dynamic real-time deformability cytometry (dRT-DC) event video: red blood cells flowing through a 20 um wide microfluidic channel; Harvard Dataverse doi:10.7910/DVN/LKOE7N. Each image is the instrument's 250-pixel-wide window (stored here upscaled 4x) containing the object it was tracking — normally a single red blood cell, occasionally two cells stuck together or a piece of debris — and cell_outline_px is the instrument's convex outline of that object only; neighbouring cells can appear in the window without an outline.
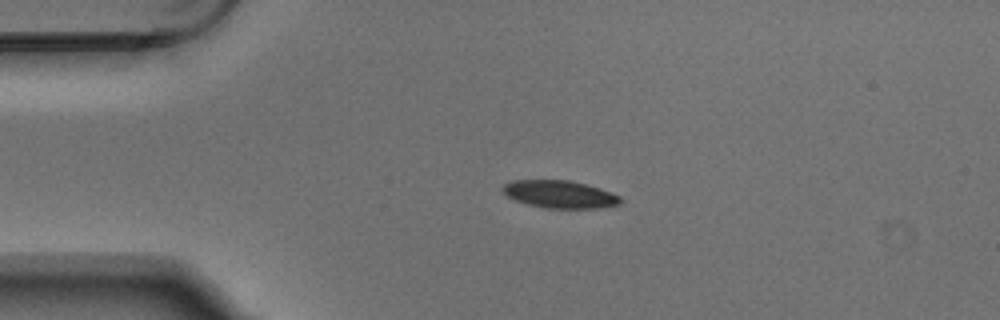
{"species": "Egyptian fruit bat (a non-hibernating species)", "species_latin": "Rousettus aegyptiacus", "temperature_condition": "warm", "stored_images_in_passage": 1, "camera_frame_rate_fps": 3000, "um_per_image_px": 0.085, "animal": {"sex": "male"}, "frame": {"image": 1, "passage_image": 1, "time_ms": 0.0, "image_size_px": [1000, 320], "cell_outline_px": [[624, 200], [620, 204], [596, 208], [544, 208], [528, 204], [516, 200], [508, 196], [500, 188], [504, 184], [512, 180], [568, 180], [600, 188], [620, 196]], "centroid_in_image_um": [47.58, 16.51], "position_along_channel_um": 37.4, "area_um2": 18.84}}